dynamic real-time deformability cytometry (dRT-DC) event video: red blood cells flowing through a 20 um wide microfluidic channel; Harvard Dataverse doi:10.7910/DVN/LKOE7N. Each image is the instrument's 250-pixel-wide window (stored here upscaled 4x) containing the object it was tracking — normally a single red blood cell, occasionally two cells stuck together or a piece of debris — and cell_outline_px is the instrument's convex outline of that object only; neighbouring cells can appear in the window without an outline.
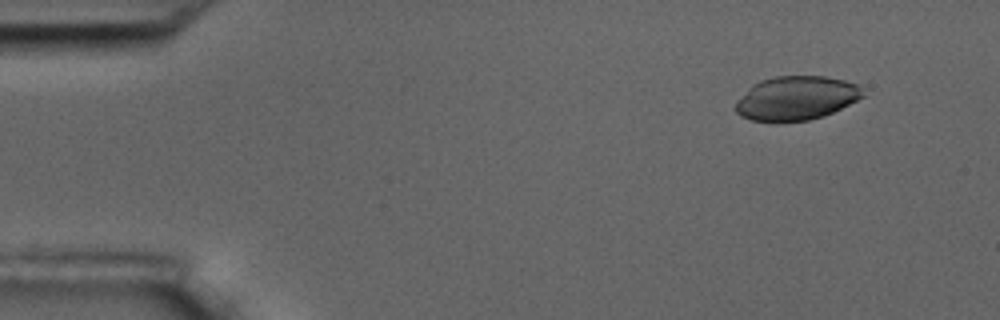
{"species": "common noctule bat (a hibernating species)", "species_latin": "Nyctalus noctula", "temperature_condition": "room temperature", "stored_images_in_passage": 4, "camera_frame_rate_fps": 3000, "um_per_image_px": 0.085, "animal": {"sex": "male", "body_mass_g": 17.5, "forearm_length_mm": 52.3}, "frame": {"image": 1, "passage_image": 1, "time_ms": 0.0, "image_size_px": [1000, 320], "cell_outline_px": [[864, 96], [824, 116], [808, 120], [752, 120], [740, 116], [732, 108], [736, 100], [752, 84], [760, 80], [776, 76], [824, 76], [844, 80], [856, 84], [860, 88]], "centroid_in_image_um": [67.62, 8.32], "position_along_channel_um": 17.4, "area_um2": 32.25}}